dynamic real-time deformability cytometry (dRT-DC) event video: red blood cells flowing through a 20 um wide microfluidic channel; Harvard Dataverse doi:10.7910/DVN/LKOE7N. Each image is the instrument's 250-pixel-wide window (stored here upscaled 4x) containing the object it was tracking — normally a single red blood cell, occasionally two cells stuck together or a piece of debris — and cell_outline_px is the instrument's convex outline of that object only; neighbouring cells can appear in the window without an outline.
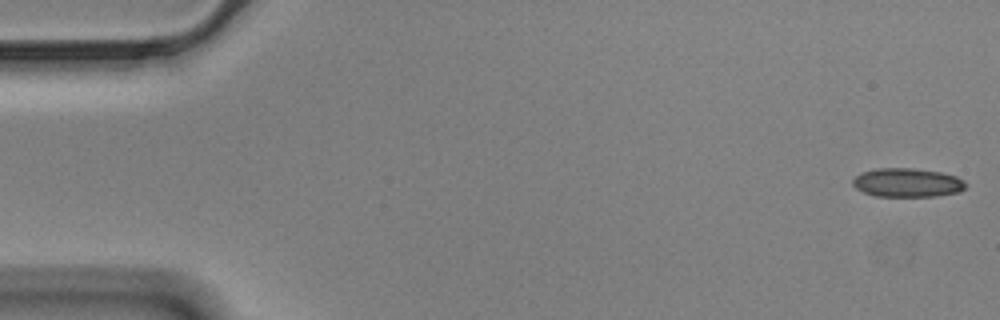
{"species": "Egyptian fruit bat (a non-hibernating species)", "species_latin": "Rousettus aegyptiacus", "temperature_condition": "cold", "stored_images_in_passage": 57, "camera_frame_rate_fps": 3000, "um_per_image_px": 0.085, "animal": {"sex": "male"}, "frame": {"image": 1, "passage_image": 1, "time_ms": 0.0, "image_size_px": [1000, 320], "cell_outline_px": [[968, 184], [960, 192], [936, 196], [876, 196], [864, 192], [856, 188], [852, 184], [852, 180], [860, 172], [876, 168], [912, 168], [940, 172], [956, 176], [964, 180]], "centroid_in_image_um": [77.13, 15.52], "position_along_channel_um": 7.9, "area_um2": 19.07}}
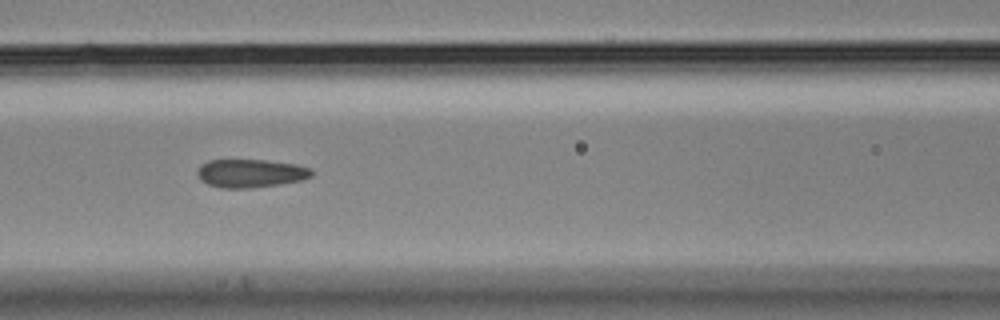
{"frame": {"image": 2, "passage_image": 24, "time_ms": 7.667, "image_size_px": [1000, 320], "cell_outline_px": [[312, 176], [300, 180], [280, 184], [252, 188], [220, 188], [208, 184], [200, 180], [196, 176], [196, 172], [200, 164], [208, 160], [264, 160], [296, 164], [312, 168]], "centroid_in_image_um": [21.26, 14.73], "position_along_channel_um": 145.3, "area_um2": 19.02}}
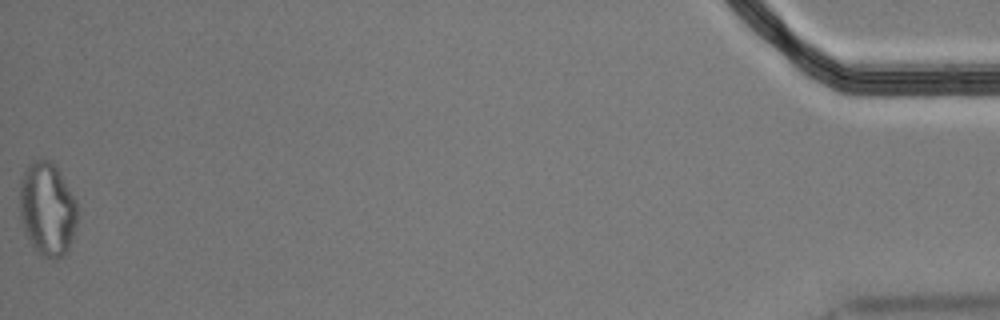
{"frame": {"image": 3, "passage_image": 57, "time_ms": 18.667, "image_size_px": [1000, 320], "cell_outline_px": [[76, 228], [72, 240], [68, 248], [56, 260], [52, 260], [40, 256], [36, 252], [24, 232], [20, 216], [20, 180], [28, 164], [32, 160], [40, 156], [56, 164], [76, 200]], "centroid_in_image_um": [4.0, 17.74], "position_along_channel_um": 431.2, "area_um2": 31.96}, "authors_computed_cell_mechanics": {"area_um2": 19.4208, "velocity_mm_per_s": 3.5005, "shape_relaxation_time_tau1_ms": null, "shape_relaxation_time_tau2_ms": 2.9019, "deformation_change_tau1": null, "deformation_change_tau2": 0.0927}}